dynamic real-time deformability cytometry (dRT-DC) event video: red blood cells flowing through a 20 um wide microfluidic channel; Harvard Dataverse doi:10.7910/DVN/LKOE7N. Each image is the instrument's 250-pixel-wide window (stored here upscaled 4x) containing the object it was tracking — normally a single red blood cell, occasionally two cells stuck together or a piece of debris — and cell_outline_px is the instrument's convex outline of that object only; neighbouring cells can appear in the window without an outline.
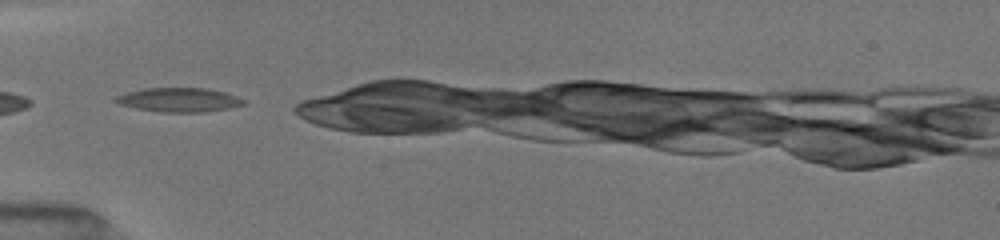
{"species": "common noctule bat (a hibernating species)", "species_latin": "Nyctalus noctula", "temperature_condition": "room temperature", "stored_images_in_passage": 14, "camera_frame_rate_fps": 3000, "um_per_image_px": 0.085, "animal": {"sex": "female", "body_mass_g": 19.5, "forearm_length_mm": 54.1}, "frame": {"image": 1, "passage_image": 1, "time_ms": 0.0, "image_size_px": [1000, 240], "cell_outline_px": [[244, 104], [228, 108], [200, 112], [160, 112], [136, 108], [120, 104], [112, 100], [116, 96], [128, 92], [144, 88], [208, 88], [224, 92], [236, 96], [244, 100]], "centroid_in_image_um": [15.18, 8.48], "position_along_channel_um": 69.8, "area_um2": 17.8}}